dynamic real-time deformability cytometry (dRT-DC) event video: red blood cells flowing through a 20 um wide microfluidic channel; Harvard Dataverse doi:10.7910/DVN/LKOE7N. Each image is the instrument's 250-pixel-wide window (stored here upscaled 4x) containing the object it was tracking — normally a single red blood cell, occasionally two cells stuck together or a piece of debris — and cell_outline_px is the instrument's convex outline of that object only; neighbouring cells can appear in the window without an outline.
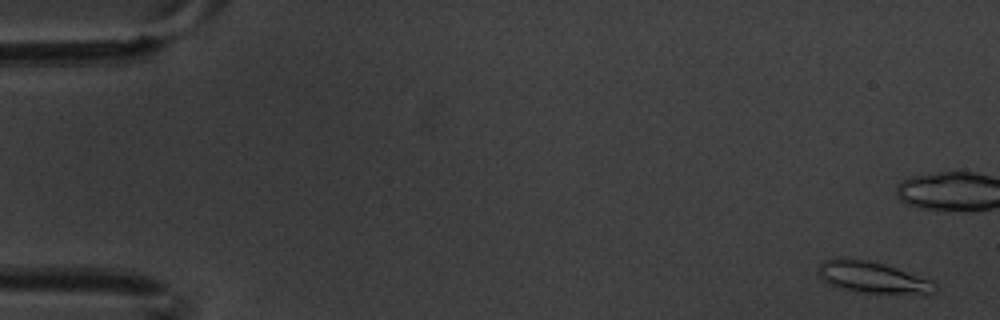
{"species": "common noctule bat (a hibernating species)", "species_latin": "Nyctalus noctula", "temperature_condition": "warm", "stored_images_in_passage": 7, "camera_frame_rate_fps": 3000, "um_per_image_px": 0.085, "animal": {"sex": "male", "body_mass_g": 20.1, "forearm_length_mm": 53.5}, "frame": {"image": 1, "passage_image": 1, "time_ms": 0.0, "image_size_px": [1000, 320], "cell_outline_px": [[936, 292], [928, 296], [924, 296], [864, 292], [840, 288], [828, 284], [816, 272], [820, 264], [824, 260], [864, 260], [884, 264], [932, 280], [936, 284]], "centroid_in_image_um": [74.3, 23.64], "position_along_channel_um": 10.7, "area_um2": 21.39}}